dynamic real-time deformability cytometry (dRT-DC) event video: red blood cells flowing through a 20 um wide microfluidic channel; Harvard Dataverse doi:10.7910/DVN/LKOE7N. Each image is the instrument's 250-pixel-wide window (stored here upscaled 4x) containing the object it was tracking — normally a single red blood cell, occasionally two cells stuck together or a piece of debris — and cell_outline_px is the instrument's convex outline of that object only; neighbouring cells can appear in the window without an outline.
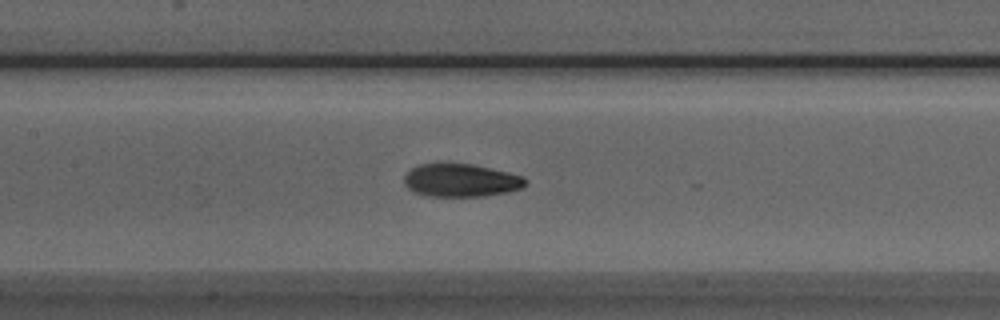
{"species": "Egyptian fruit bat (a non-hibernating species)", "species_latin": "Rousettus aegyptiacus", "temperature_condition": "room temperature", "stored_images_in_passage": 40, "camera_frame_rate_fps": 3000, "um_per_image_px": 0.085, "animal": {"sex": "male"}, "frame": {"image": 1, "passage_image": 15, "time_ms": 4.667, "image_size_px": [1000, 320], "cell_outline_px": [[528, 184], [520, 188], [508, 192], [484, 196], [428, 196], [412, 192], [404, 184], [404, 176], [412, 168], [420, 164], [436, 160], [444, 160], [472, 164], [508, 172], [524, 176], [528, 180]], "centroid_in_image_um": [39.14, 15.28], "position_along_channel_um": 168.3, "area_um2": 24.22}}
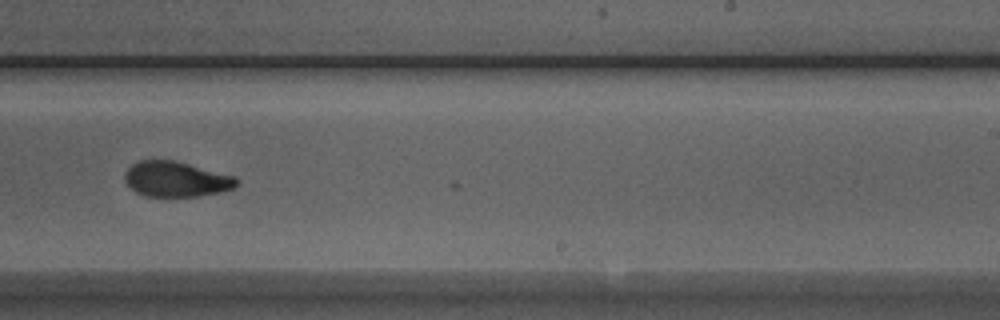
{"frame": {"image": 2, "passage_image": 23, "time_ms": 7.333, "image_size_px": [1000, 320], "cell_outline_px": [[240, 180], [232, 188], [220, 192], [200, 196], [144, 196], [136, 192], [124, 180], [124, 172], [132, 164], [140, 160], [172, 160], [236, 176]], "centroid_in_image_um": [14.96, 15.23], "position_along_channel_um": 274.0, "area_um2": 22.89}}
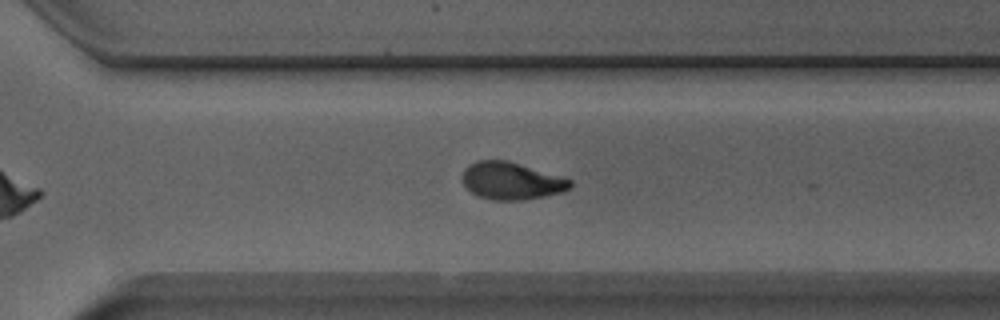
{"frame": {"image": 3, "passage_image": 27, "time_ms": 8.667, "image_size_px": [1000, 320], "cell_outline_px": [[572, 188], [564, 192], [544, 196], [520, 200], [492, 200], [476, 196], [460, 180], [460, 176], [464, 168], [468, 164], [476, 160], [508, 160], [572, 180]], "centroid_in_image_um": [43.42, 15.37], "position_along_channel_um": 327.2, "area_um2": 23.7}}